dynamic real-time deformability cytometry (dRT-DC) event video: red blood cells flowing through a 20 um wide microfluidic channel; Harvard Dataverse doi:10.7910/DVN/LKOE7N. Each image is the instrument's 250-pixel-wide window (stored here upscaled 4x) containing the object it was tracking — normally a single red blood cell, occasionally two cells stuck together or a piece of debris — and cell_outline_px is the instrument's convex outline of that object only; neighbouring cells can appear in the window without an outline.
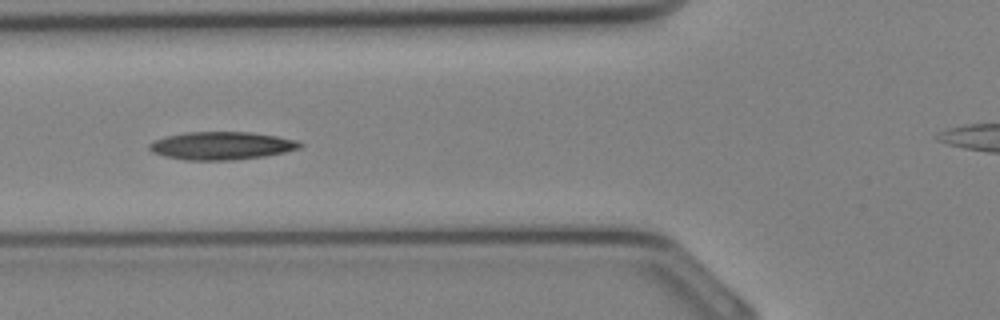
{"species": "Egyptian fruit bat (a non-hibernating species)", "species_latin": "Rousettus aegyptiacus", "temperature_condition": "cold", "stored_images_in_passage": 18, "camera_frame_rate_fps": 3000, "um_per_image_px": 0.085, "animal": {"sex": "female"}, "frame": {"image": 1, "passage_image": 8, "time_ms": 2.333, "image_size_px": [1000, 320], "cell_outline_px": [[304, 144], [300, 148], [284, 152], [264, 156], [232, 160], [184, 160], [164, 156], [152, 152], [148, 148], [148, 144], [156, 140], [168, 136], [184, 132], [252, 132], [276, 136], [296, 140]], "centroid_in_image_um": [18.82, 12.38], "position_along_channel_um": 107.0, "area_um2": 24.45}}
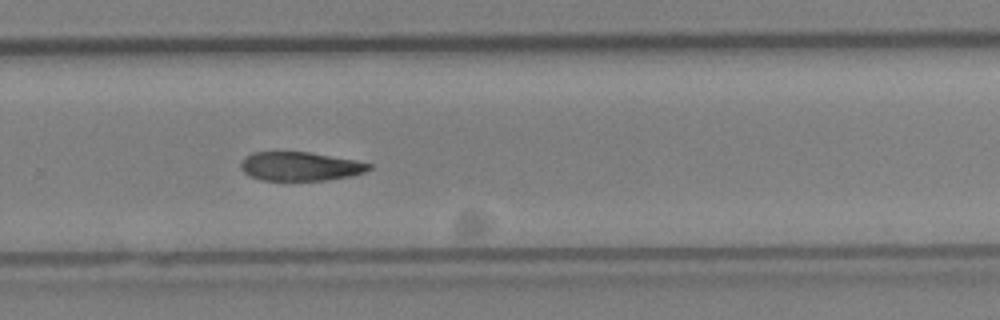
{"frame": {"image": 2, "passage_image": 18, "time_ms": 5.667, "image_size_px": [1000, 320], "cell_outline_px": [[372, 168], [364, 172], [352, 176], [328, 180], [260, 180], [244, 172], [240, 168], [240, 164], [244, 156], [252, 152], [308, 152], [356, 160], [372, 164]], "centroid_in_image_um": [25.52, 14.14], "position_along_channel_um": 304.3, "area_um2": 21.62}}